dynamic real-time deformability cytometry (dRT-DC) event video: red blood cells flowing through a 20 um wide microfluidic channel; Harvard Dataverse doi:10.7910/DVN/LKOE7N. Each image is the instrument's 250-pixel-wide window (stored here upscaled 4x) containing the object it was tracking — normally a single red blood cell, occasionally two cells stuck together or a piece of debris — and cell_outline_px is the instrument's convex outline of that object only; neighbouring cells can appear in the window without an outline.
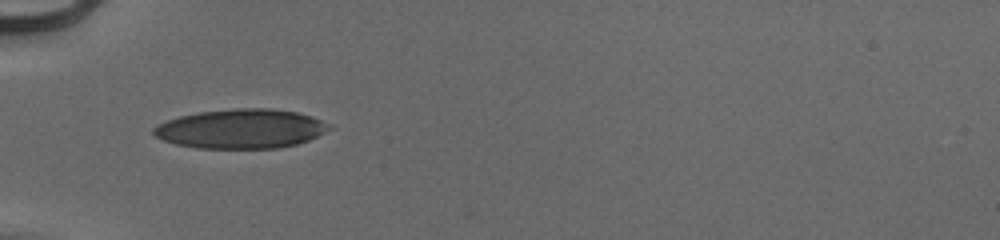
{"species": "human", "species_latin": "Homo sapiens", "temperature_condition": "cold", "stored_images_in_passage": 35, "camera_frame_rate_fps": 3000, "um_per_image_px": 0.085, "donor": {"sex": "male"}, "frame": {"image": 1, "passage_image": 1, "time_ms": 0.0, "image_size_px": [1000, 240], "cell_outline_px": [[336, 128], [308, 140], [296, 144], [276, 148], [196, 148], [176, 144], [164, 140], [156, 136], [152, 132], [152, 128], [168, 120], [180, 116], [200, 112], [236, 108], [272, 108], [296, 112], [312, 116], [332, 124]], "centroid_in_image_um": [20.55, 10.94], "position_along_channel_um": 64.4, "area_um2": 40.34}}
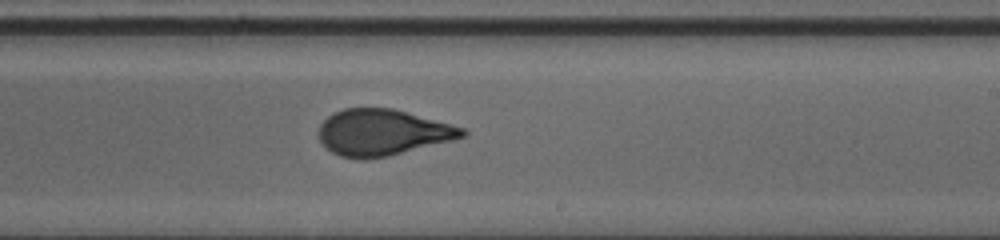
{"frame": {"image": 2, "passage_image": 16, "time_ms": 5.0, "image_size_px": [1000, 240], "cell_outline_px": [[468, 132], [464, 136], [452, 140], [388, 156], [364, 160], [340, 156], [324, 148], [320, 140], [320, 124], [332, 112], [344, 108], [392, 108], [464, 128]], "centroid_in_image_um": [32.47, 11.26], "position_along_channel_um": 256.5, "area_um2": 38.44}}
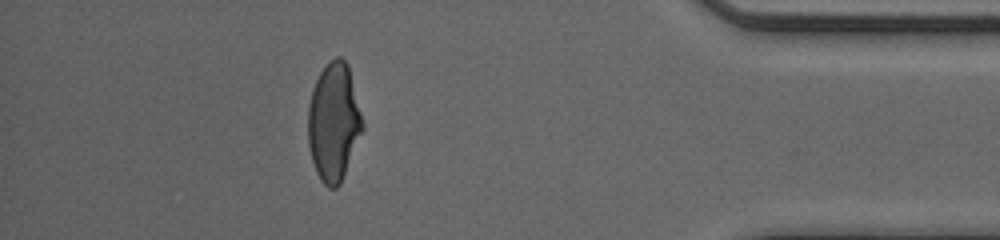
{"frame": {"image": 3, "passage_image": 30, "time_ms": 9.667, "image_size_px": [1000, 240], "cell_outline_px": [[364, 128], [340, 184], [336, 188], [328, 188], [320, 180], [316, 172], [312, 160], [308, 144], [308, 108], [312, 88], [320, 72], [328, 60], [336, 56], [340, 56], [348, 64], [364, 124]], "centroid_in_image_um": [28.36, 10.36], "position_along_channel_um": 406.8, "area_um2": 37.63}, "authors_computed_cell_mechanics": {"area_um2": 38.6682, "velocity_mm_per_s": 3.9803, "shape_relaxation_time_tau1_ms": 6.0476, "shape_relaxation_time_tau2_ms": 0.8087, "deformation_change_tau1": 0.2207, "deformation_change_tau2": 0.0827}}